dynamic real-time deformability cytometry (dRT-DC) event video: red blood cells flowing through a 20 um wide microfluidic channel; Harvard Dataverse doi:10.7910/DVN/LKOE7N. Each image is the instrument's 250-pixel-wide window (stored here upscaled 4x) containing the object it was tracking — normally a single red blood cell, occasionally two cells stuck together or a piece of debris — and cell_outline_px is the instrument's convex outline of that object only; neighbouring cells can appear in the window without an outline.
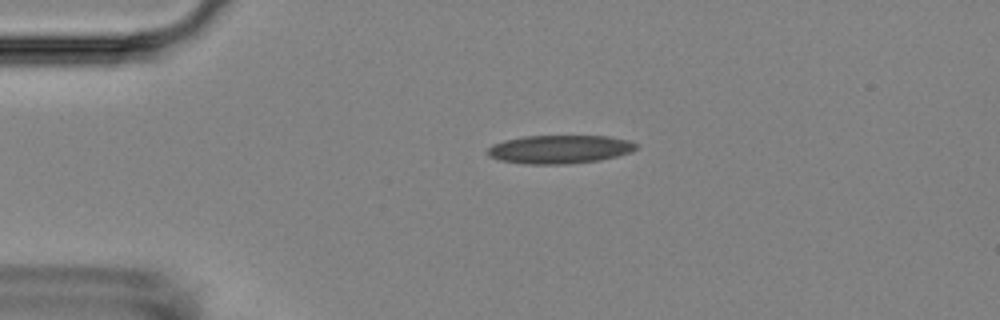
{"species": "Egyptian fruit bat (a non-hibernating species)", "species_latin": "Rousettus aegyptiacus", "temperature_condition": "room temperature", "stored_images_in_passage": 3, "camera_frame_rate_fps": 3000, "um_per_image_px": 0.085, "animal": {"sex": "female"}, "frame": {"image": 1, "passage_image": 2, "time_ms": 1.333, "image_size_px": [1000, 320], "cell_outline_px": [[636, 148], [632, 152], [600, 160], [568, 164], [524, 164], [500, 160], [488, 156], [488, 148], [492, 144], [504, 140], [524, 136], [608, 136], [628, 140], [636, 144]], "centroid_in_image_um": [47.55, 12.69], "position_along_channel_um": 37.5, "area_um2": 24.62}}